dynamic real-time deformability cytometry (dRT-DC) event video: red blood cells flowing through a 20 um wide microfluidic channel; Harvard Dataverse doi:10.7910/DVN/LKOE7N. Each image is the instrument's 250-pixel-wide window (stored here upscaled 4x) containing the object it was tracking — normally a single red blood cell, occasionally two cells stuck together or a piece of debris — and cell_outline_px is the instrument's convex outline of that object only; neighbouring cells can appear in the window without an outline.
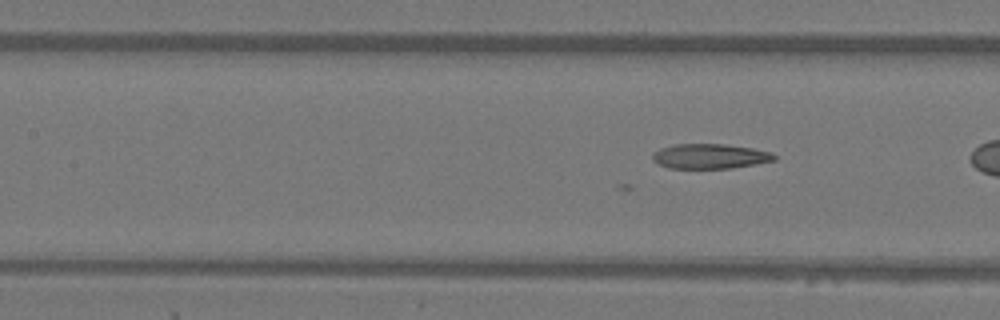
{"species": "Egyptian fruit bat (a non-hibernating species)", "species_latin": "Rousettus aegyptiacus", "temperature_condition": "warm", "stored_images_in_passage": 7, "camera_frame_rate_fps": 3000, "um_per_image_px": 0.085, "animal": {"sex": "female"}, "frame": {"image": 1, "passage_image": 7, "time_ms": 2.0, "image_size_px": [1000, 320], "cell_outline_px": [[776, 160], [756, 164], [732, 168], [668, 168], [652, 160], [652, 152], [660, 148], [672, 144], [724, 144], [752, 148], [772, 152], [776, 156]], "centroid_in_image_um": [60.33, 13.28], "position_along_channel_um": 147.1, "area_um2": 17.74}}